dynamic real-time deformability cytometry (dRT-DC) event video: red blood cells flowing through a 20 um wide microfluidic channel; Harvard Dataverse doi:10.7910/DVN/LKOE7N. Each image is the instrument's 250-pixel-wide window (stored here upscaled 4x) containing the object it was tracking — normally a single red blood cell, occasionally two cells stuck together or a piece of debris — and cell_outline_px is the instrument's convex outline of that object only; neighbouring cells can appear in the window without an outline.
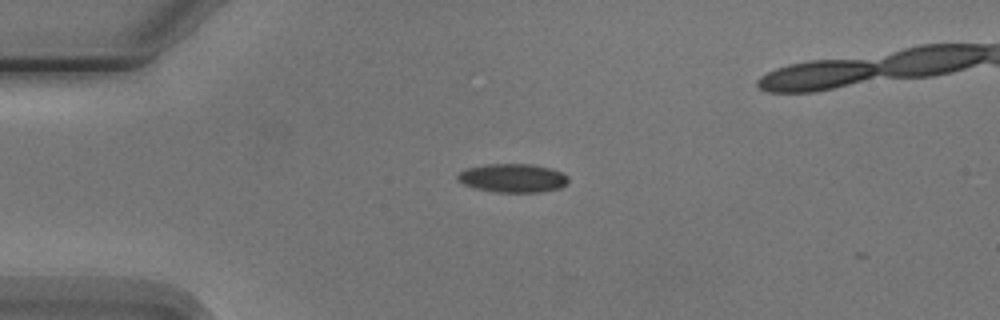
{"species": "Egyptian fruit bat (a non-hibernating species)", "species_latin": "Rousettus aegyptiacus", "temperature_condition": "cold", "stored_images_in_passage": 3, "camera_frame_rate_fps": 3000, "um_per_image_px": 0.085, "animal": {"sex": "male"}, "frame": {"image": 1, "passage_image": 1, "time_ms": 0.0, "image_size_px": [1000, 320], "cell_outline_px": [[568, 184], [560, 188], [540, 192], [496, 192], [476, 188], [464, 184], [456, 180], [456, 176], [460, 172], [468, 168], [484, 164], [532, 164], [552, 168], [568, 176]], "centroid_in_image_um": [43.6, 15.13], "position_along_channel_um": 41.4, "area_um2": 18.55}}
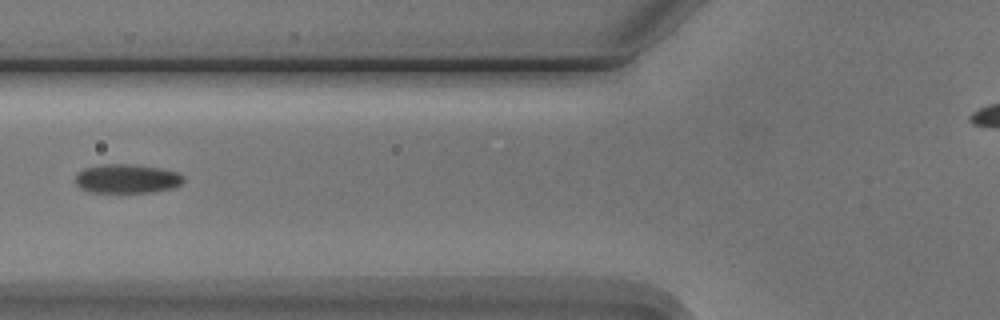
{"frame": {"image": 2, "passage_image": 3, "time_ms": 2.667, "image_size_px": [1000, 320], "cell_outline_px": [[184, 180], [180, 184], [172, 188], [152, 192], [88, 192], [80, 188], [76, 184], [76, 172], [84, 168], [100, 164], [136, 164], [160, 168], [176, 172], [184, 176]], "centroid_in_image_um": [10.76, 15.18], "position_along_channel_um": 115.0, "area_um2": 18.44}}